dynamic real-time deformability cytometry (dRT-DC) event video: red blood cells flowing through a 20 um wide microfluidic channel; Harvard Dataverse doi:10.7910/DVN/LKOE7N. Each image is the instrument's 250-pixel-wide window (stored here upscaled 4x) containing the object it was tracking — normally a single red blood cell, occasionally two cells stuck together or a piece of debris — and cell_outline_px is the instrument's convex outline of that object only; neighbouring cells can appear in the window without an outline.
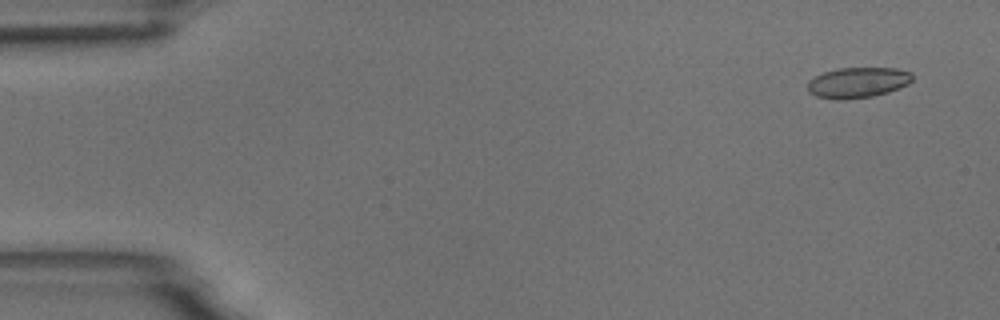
{"species": "common noctule bat (a hibernating species)", "species_latin": "Nyctalus noctula", "temperature_condition": "room temperature", "stored_images_in_passage": 6, "camera_frame_rate_fps": 3000, "um_per_image_px": 0.085, "animal": {"sex": "male", "body_mass_g": 18.8}, "frame": {"image": 1, "passage_image": 2, "time_ms": 1.0, "image_size_px": [1000, 320], "cell_outline_px": [[912, 80], [908, 84], [900, 88], [888, 92], [872, 96], [836, 100], [816, 96], [808, 92], [808, 80], [824, 72], [840, 68], [896, 68], [912, 72]], "centroid_in_image_um": [72.92, 7.01], "position_along_channel_um": 12.1, "area_um2": 18.61}}
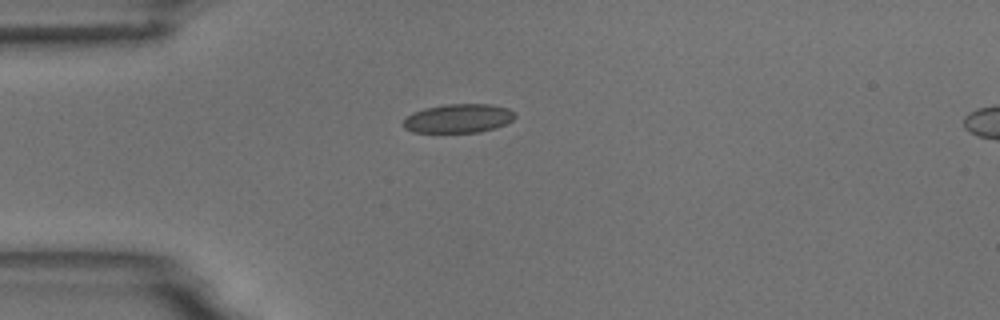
{"frame": {"image": 2, "passage_image": 5, "time_ms": 4.667, "image_size_px": [1000, 320], "cell_outline_px": [[516, 116], [512, 120], [496, 128], [480, 132], [412, 132], [404, 128], [404, 120], [412, 112], [424, 108], [448, 104], [492, 104], [508, 108], [516, 112]], "centroid_in_image_um": [38.99, 10.06], "position_along_channel_um": 46.0, "area_um2": 18.84}}